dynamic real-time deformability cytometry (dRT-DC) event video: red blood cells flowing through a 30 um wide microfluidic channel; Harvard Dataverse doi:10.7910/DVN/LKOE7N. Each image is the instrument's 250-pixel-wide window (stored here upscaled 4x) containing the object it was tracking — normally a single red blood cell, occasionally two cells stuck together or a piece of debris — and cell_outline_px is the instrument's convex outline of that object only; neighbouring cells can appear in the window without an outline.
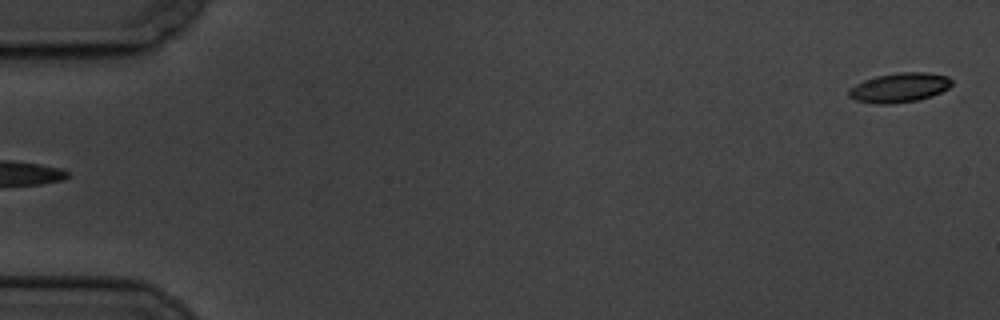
{"species": "common noctule bat (a hibernating species)", "species_latin": "Nyctalus noctula", "temperature_condition": "cold", "stored_images_in_passage": 6, "segment_of_instrument_passage": [2, 2], "camera_frame_rate_fps": 3000, "um_per_image_px": 0.085, "animal": {"sex": "male", "body_mass_g": 19.5, "forearm_length_mm": 54.6}, "frame": {"image": 1, "passage_image": 6, "time_ms": 6.333, "image_size_px": [1000, 320], "cell_outline_px": [[952, 92], [916, 100], [892, 104], [880, 104], [856, 100], [848, 96], [848, 88], [864, 80], [876, 76], [900, 72], [928, 72], [948, 76], [952, 80]], "centroid_in_image_um": [76.56, 7.45], "position_along_channel_um": 8.4, "area_um2": 18.21}}